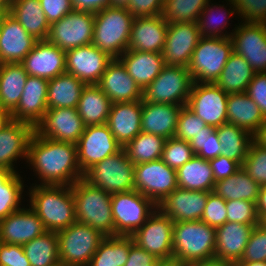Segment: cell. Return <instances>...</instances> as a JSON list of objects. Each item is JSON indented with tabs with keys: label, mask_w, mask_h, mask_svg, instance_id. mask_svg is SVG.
I'll use <instances>...</instances> for the list:
<instances>
[{
	"label": "cell",
	"mask_w": 266,
	"mask_h": 266,
	"mask_svg": "<svg viewBox=\"0 0 266 266\" xmlns=\"http://www.w3.org/2000/svg\"><path fill=\"white\" fill-rule=\"evenodd\" d=\"M28 161L40 177V185L72 186L84 175L78 164L76 144L45 138L35 132L28 145Z\"/></svg>",
	"instance_id": "cell-1"
},
{
	"label": "cell",
	"mask_w": 266,
	"mask_h": 266,
	"mask_svg": "<svg viewBox=\"0 0 266 266\" xmlns=\"http://www.w3.org/2000/svg\"><path fill=\"white\" fill-rule=\"evenodd\" d=\"M30 190V206L47 231L58 232L77 221L72 186L35 184Z\"/></svg>",
	"instance_id": "cell-2"
},
{
	"label": "cell",
	"mask_w": 266,
	"mask_h": 266,
	"mask_svg": "<svg viewBox=\"0 0 266 266\" xmlns=\"http://www.w3.org/2000/svg\"><path fill=\"white\" fill-rule=\"evenodd\" d=\"M134 18L126 7L109 6L95 13L92 44L118 59L127 51Z\"/></svg>",
	"instance_id": "cell-3"
},
{
	"label": "cell",
	"mask_w": 266,
	"mask_h": 266,
	"mask_svg": "<svg viewBox=\"0 0 266 266\" xmlns=\"http://www.w3.org/2000/svg\"><path fill=\"white\" fill-rule=\"evenodd\" d=\"M215 228L201 220L175 222L172 258L183 266L214 258Z\"/></svg>",
	"instance_id": "cell-4"
},
{
	"label": "cell",
	"mask_w": 266,
	"mask_h": 266,
	"mask_svg": "<svg viewBox=\"0 0 266 266\" xmlns=\"http://www.w3.org/2000/svg\"><path fill=\"white\" fill-rule=\"evenodd\" d=\"M76 220L100 231L104 236H115L111 197L83 178L72 185Z\"/></svg>",
	"instance_id": "cell-5"
},
{
	"label": "cell",
	"mask_w": 266,
	"mask_h": 266,
	"mask_svg": "<svg viewBox=\"0 0 266 266\" xmlns=\"http://www.w3.org/2000/svg\"><path fill=\"white\" fill-rule=\"evenodd\" d=\"M232 53L230 37H201L187 66L192 81L215 83Z\"/></svg>",
	"instance_id": "cell-6"
},
{
	"label": "cell",
	"mask_w": 266,
	"mask_h": 266,
	"mask_svg": "<svg viewBox=\"0 0 266 266\" xmlns=\"http://www.w3.org/2000/svg\"><path fill=\"white\" fill-rule=\"evenodd\" d=\"M61 266H88L104 235L95 228L75 222L57 232Z\"/></svg>",
	"instance_id": "cell-7"
},
{
	"label": "cell",
	"mask_w": 266,
	"mask_h": 266,
	"mask_svg": "<svg viewBox=\"0 0 266 266\" xmlns=\"http://www.w3.org/2000/svg\"><path fill=\"white\" fill-rule=\"evenodd\" d=\"M134 166L122 148L88 169L83 179L109 194L130 191L134 189Z\"/></svg>",
	"instance_id": "cell-8"
},
{
	"label": "cell",
	"mask_w": 266,
	"mask_h": 266,
	"mask_svg": "<svg viewBox=\"0 0 266 266\" xmlns=\"http://www.w3.org/2000/svg\"><path fill=\"white\" fill-rule=\"evenodd\" d=\"M111 207L115 236H131L158 208L151 199L134 189L112 194Z\"/></svg>",
	"instance_id": "cell-9"
},
{
	"label": "cell",
	"mask_w": 266,
	"mask_h": 266,
	"mask_svg": "<svg viewBox=\"0 0 266 266\" xmlns=\"http://www.w3.org/2000/svg\"><path fill=\"white\" fill-rule=\"evenodd\" d=\"M192 84L187 67L165 65L155 80L143 90V100L185 106L188 103Z\"/></svg>",
	"instance_id": "cell-10"
},
{
	"label": "cell",
	"mask_w": 266,
	"mask_h": 266,
	"mask_svg": "<svg viewBox=\"0 0 266 266\" xmlns=\"http://www.w3.org/2000/svg\"><path fill=\"white\" fill-rule=\"evenodd\" d=\"M177 185L176 170L161 159L135 164L134 190L159 205Z\"/></svg>",
	"instance_id": "cell-11"
},
{
	"label": "cell",
	"mask_w": 266,
	"mask_h": 266,
	"mask_svg": "<svg viewBox=\"0 0 266 266\" xmlns=\"http://www.w3.org/2000/svg\"><path fill=\"white\" fill-rule=\"evenodd\" d=\"M95 14L73 10L50 25L47 40L63 51L92 44Z\"/></svg>",
	"instance_id": "cell-12"
},
{
	"label": "cell",
	"mask_w": 266,
	"mask_h": 266,
	"mask_svg": "<svg viewBox=\"0 0 266 266\" xmlns=\"http://www.w3.org/2000/svg\"><path fill=\"white\" fill-rule=\"evenodd\" d=\"M174 222L158 208L132 235L134 243L159 260L171 259Z\"/></svg>",
	"instance_id": "cell-13"
},
{
	"label": "cell",
	"mask_w": 266,
	"mask_h": 266,
	"mask_svg": "<svg viewBox=\"0 0 266 266\" xmlns=\"http://www.w3.org/2000/svg\"><path fill=\"white\" fill-rule=\"evenodd\" d=\"M227 98L216 83L193 82L187 106L207 125L217 128L227 123Z\"/></svg>",
	"instance_id": "cell-14"
},
{
	"label": "cell",
	"mask_w": 266,
	"mask_h": 266,
	"mask_svg": "<svg viewBox=\"0 0 266 266\" xmlns=\"http://www.w3.org/2000/svg\"><path fill=\"white\" fill-rule=\"evenodd\" d=\"M76 146L78 164L83 174L95 164L122 149L106 123L85 126Z\"/></svg>",
	"instance_id": "cell-15"
},
{
	"label": "cell",
	"mask_w": 266,
	"mask_h": 266,
	"mask_svg": "<svg viewBox=\"0 0 266 266\" xmlns=\"http://www.w3.org/2000/svg\"><path fill=\"white\" fill-rule=\"evenodd\" d=\"M230 38L233 52L241 55L255 73L266 72V23L244 21Z\"/></svg>",
	"instance_id": "cell-16"
},
{
	"label": "cell",
	"mask_w": 266,
	"mask_h": 266,
	"mask_svg": "<svg viewBox=\"0 0 266 266\" xmlns=\"http://www.w3.org/2000/svg\"><path fill=\"white\" fill-rule=\"evenodd\" d=\"M85 130V124L77 108L47 109L42 120L35 126L37 135L56 141L76 144Z\"/></svg>",
	"instance_id": "cell-17"
},
{
	"label": "cell",
	"mask_w": 266,
	"mask_h": 266,
	"mask_svg": "<svg viewBox=\"0 0 266 266\" xmlns=\"http://www.w3.org/2000/svg\"><path fill=\"white\" fill-rule=\"evenodd\" d=\"M200 38L197 22L168 24L162 52L165 65L187 67Z\"/></svg>",
	"instance_id": "cell-18"
},
{
	"label": "cell",
	"mask_w": 266,
	"mask_h": 266,
	"mask_svg": "<svg viewBox=\"0 0 266 266\" xmlns=\"http://www.w3.org/2000/svg\"><path fill=\"white\" fill-rule=\"evenodd\" d=\"M113 60L93 44L66 51V73L74 75L86 85L97 84Z\"/></svg>",
	"instance_id": "cell-19"
},
{
	"label": "cell",
	"mask_w": 266,
	"mask_h": 266,
	"mask_svg": "<svg viewBox=\"0 0 266 266\" xmlns=\"http://www.w3.org/2000/svg\"><path fill=\"white\" fill-rule=\"evenodd\" d=\"M37 41L9 12L2 14L0 18V64L20 63Z\"/></svg>",
	"instance_id": "cell-20"
},
{
	"label": "cell",
	"mask_w": 266,
	"mask_h": 266,
	"mask_svg": "<svg viewBox=\"0 0 266 266\" xmlns=\"http://www.w3.org/2000/svg\"><path fill=\"white\" fill-rule=\"evenodd\" d=\"M20 64L28 76L53 79L66 73V52L48 40H39Z\"/></svg>",
	"instance_id": "cell-21"
},
{
	"label": "cell",
	"mask_w": 266,
	"mask_h": 266,
	"mask_svg": "<svg viewBox=\"0 0 266 266\" xmlns=\"http://www.w3.org/2000/svg\"><path fill=\"white\" fill-rule=\"evenodd\" d=\"M46 231L43 222L30 207L16 210L0 220V242L6 244L24 245Z\"/></svg>",
	"instance_id": "cell-22"
},
{
	"label": "cell",
	"mask_w": 266,
	"mask_h": 266,
	"mask_svg": "<svg viewBox=\"0 0 266 266\" xmlns=\"http://www.w3.org/2000/svg\"><path fill=\"white\" fill-rule=\"evenodd\" d=\"M210 193L178 187L157 207L164 215L169 216L174 223L201 220Z\"/></svg>",
	"instance_id": "cell-23"
},
{
	"label": "cell",
	"mask_w": 266,
	"mask_h": 266,
	"mask_svg": "<svg viewBox=\"0 0 266 266\" xmlns=\"http://www.w3.org/2000/svg\"><path fill=\"white\" fill-rule=\"evenodd\" d=\"M112 103L133 102L143 99V91L128 74L119 59H113L96 84Z\"/></svg>",
	"instance_id": "cell-24"
},
{
	"label": "cell",
	"mask_w": 266,
	"mask_h": 266,
	"mask_svg": "<svg viewBox=\"0 0 266 266\" xmlns=\"http://www.w3.org/2000/svg\"><path fill=\"white\" fill-rule=\"evenodd\" d=\"M48 80L28 76L17 107L11 112L14 121L35 126L42 120L47 106Z\"/></svg>",
	"instance_id": "cell-25"
},
{
	"label": "cell",
	"mask_w": 266,
	"mask_h": 266,
	"mask_svg": "<svg viewBox=\"0 0 266 266\" xmlns=\"http://www.w3.org/2000/svg\"><path fill=\"white\" fill-rule=\"evenodd\" d=\"M167 28L161 15L134 18L127 50L162 53Z\"/></svg>",
	"instance_id": "cell-26"
},
{
	"label": "cell",
	"mask_w": 266,
	"mask_h": 266,
	"mask_svg": "<svg viewBox=\"0 0 266 266\" xmlns=\"http://www.w3.org/2000/svg\"><path fill=\"white\" fill-rule=\"evenodd\" d=\"M142 100L112 103L107 125L122 148L141 131Z\"/></svg>",
	"instance_id": "cell-27"
},
{
	"label": "cell",
	"mask_w": 266,
	"mask_h": 266,
	"mask_svg": "<svg viewBox=\"0 0 266 266\" xmlns=\"http://www.w3.org/2000/svg\"><path fill=\"white\" fill-rule=\"evenodd\" d=\"M255 226L238 222H225L223 225L215 228L216 244L214 258L229 262L234 266L241 259Z\"/></svg>",
	"instance_id": "cell-28"
},
{
	"label": "cell",
	"mask_w": 266,
	"mask_h": 266,
	"mask_svg": "<svg viewBox=\"0 0 266 266\" xmlns=\"http://www.w3.org/2000/svg\"><path fill=\"white\" fill-rule=\"evenodd\" d=\"M34 132L32 125L14 120L0 132L1 168L16 172L13 162L17 161L18 157L27 160L28 145Z\"/></svg>",
	"instance_id": "cell-29"
},
{
	"label": "cell",
	"mask_w": 266,
	"mask_h": 266,
	"mask_svg": "<svg viewBox=\"0 0 266 266\" xmlns=\"http://www.w3.org/2000/svg\"><path fill=\"white\" fill-rule=\"evenodd\" d=\"M182 107L176 104L151 103L142 99L141 131L166 139L173 138Z\"/></svg>",
	"instance_id": "cell-30"
},
{
	"label": "cell",
	"mask_w": 266,
	"mask_h": 266,
	"mask_svg": "<svg viewBox=\"0 0 266 266\" xmlns=\"http://www.w3.org/2000/svg\"><path fill=\"white\" fill-rule=\"evenodd\" d=\"M138 86L145 90L165 66L162 53L127 50L118 58Z\"/></svg>",
	"instance_id": "cell-31"
},
{
	"label": "cell",
	"mask_w": 266,
	"mask_h": 266,
	"mask_svg": "<svg viewBox=\"0 0 266 266\" xmlns=\"http://www.w3.org/2000/svg\"><path fill=\"white\" fill-rule=\"evenodd\" d=\"M9 13L36 40H47L50 24L39 0H11Z\"/></svg>",
	"instance_id": "cell-32"
},
{
	"label": "cell",
	"mask_w": 266,
	"mask_h": 266,
	"mask_svg": "<svg viewBox=\"0 0 266 266\" xmlns=\"http://www.w3.org/2000/svg\"><path fill=\"white\" fill-rule=\"evenodd\" d=\"M264 120L261 110L246 92L228 94L227 123L241 127L253 135Z\"/></svg>",
	"instance_id": "cell-33"
},
{
	"label": "cell",
	"mask_w": 266,
	"mask_h": 266,
	"mask_svg": "<svg viewBox=\"0 0 266 266\" xmlns=\"http://www.w3.org/2000/svg\"><path fill=\"white\" fill-rule=\"evenodd\" d=\"M111 105V100L96 84H89L82 90L77 111L85 126L101 125L107 123Z\"/></svg>",
	"instance_id": "cell-34"
},
{
	"label": "cell",
	"mask_w": 266,
	"mask_h": 266,
	"mask_svg": "<svg viewBox=\"0 0 266 266\" xmlns=\"http://www.w3.org/2000/svg\"><path fill=\"white\" fill-rule=\"evenodd\" d=\"M86 84L74 75L63 73L48 80L47 106L54 108H77Z\"/></svg>",
	"instance_id": "cell-35"
},
{
	"label": "cell",
	"mask_w": 266,
	"mask_h": 266,
	"mask_svg": "<svg viewBox=\"0 0 266 266\" xmlns=\"http://www.w3.org/2000/svg\"><path fill=\"white\" fill-rule=\"evenodd\" d=\"M176 175L180 188L206 192L214 190L215 180L209 160L195 155L176 170Z\"/></svg>",
	"instance_id": "cell-36"
},
{
	"label": "cell",
	"mask_w": 266,
	"mask_h": 266,
	"mask_svg": "<svg viewBox=\"0 0 266 266\" xmlns=\"http://www.w3.org/2000/svg\"><path fill=\"white\" fill-rule=\"evenodd\" d=\"M27 72L20 63L0 64V106L12 112L22 96Z\"/></svg>",
	"instance_id": "cell-37"
},
{
	"label": "cell",
	"mask_w": 266,
	"mask_h": 266,
	"mask_svg": "<svg viewBox=\"0 0 266 266\" xmlns=\"http://www.w3.org/2000/svg\"><path fill=\"white\" fill-rule=\"evenodd\" d=\"M254 75L255 71L250 64L233 52L215 83L227 94L246 92Z\"/></svg>",
	"instance_id": "cell-38"
},
{
	"label": "cell",
	"mask_w": 266,
	"mask_h": 266,
	"mask_svg": "<svg viewBox=\"0 0 266 266\" xmlns=\"http://www.w3.org/2000/svg\"><path fill=\"white\" fill-rule=\"evenodd\" d=\"M260 185L241 167L228 178L215 182L213 192L224 200L242 199L257 202Z\"/></svg>",
	"instance_id": "cell-39"
},
{
	"label": "cell",
	"mask_w": 266,
	"mask_h": 266,
	"mask_svg": "<svg viewBox=\"0 0 266 266\" xmlns=\"http://www.w3.org/2000/svg\"><path fill=\"white\" fill-rule=\"evenodd\" d=\"M221 155L238 162L241 166L248 154L253 135L234 124L225 123L216 128Z\"/></svg>",
	"instance_id": "cell-40"
},
{
	"label": "cell",
	"mask_w": 266,
	"mask_h": 266,
	"mask_svg": "<svg viewBox=\"0 0 266 266\" xmlns=\"http://www.w3.org/2000/svg\"><path fill=\"white\" fill-rule=\"evenodd\" d=\"M133 244L131 236H105L88 266H124Z\"/></svg>",
	"instance_id": "cell-41"
},
{
	"label": "cell",
	"mask_w": 266,
	"mask_h": 266,
	"mask_svg": "<svg viewBox=\"0 0 266 266\" xmlns=\"http://www.w3.org/2000/svg\"><path fill=\"white\" fill-rule=\"evenodd\" d=\"M22 247L31 266H61L57 232L46 231Z\"/></svg>",
	"instance_id": "cell-42"
},
{
	"label": "cell",
	"mask_w": 266,
	"mask_h": 266,
	"mask_svg": "<svg viewBox=\"0 0 266 266\" xmlns=\"http://www.w3.org/2000/svg\"><path fill=\"white\" fill-rule=\"evenodd\" d=\"M166 140L164 137L140 132L123 149L134 165L150 162L161 159Z\"/></svg>",
	"instance_id": "cell-43"
},
{
	"label": "cell",
	"mask_w": 266,
	"mask_h": 266,
	"mask_svg": "<svg viewBox=\"0 0 266 266\" xmlns=\"http://www.w3.org/2000/svg\"><path fill=\"white\" fill-rule=\"evenodd\" d=\"M210 0H164L161 16L170 23L197 22Z\"/></svg>",
	"instance_id": "cell-44"
},
{
	"label": "cell",
	"mask_w": 266,
	"mask_h": 266,
	"mask_svg": "<svg viewBox=\"0 0 266 266\" xmlns=\"http://www.w3.org/2000/svg\"><path fill=\"white\" fill-rule=\"evenodd\" d=\"M23 183L20 174L12 173L2 184L0 188V220L4 219L16 210L21 209L23 193Z\"/></svg>",
	"instance_id": "cell-45"
},
{
	"label": "cell",
	"mask_w": 266,
	"mask_h": 266,
	"mask_svg": "<svg viewBox=\"0 0 266 266\" xmlns=\"http://www.w3.org/2000/svg\"><path fill=\"white\" fill-rule=\"evenodd\" d=\"M194 154L205 160L221 155V146L215 127L207 125L189 142Z\"/></svg>",
	"instance_id": "cell-46"
},
{
	"label": "cell",
	"mask_w": 266,
	"mask_h": 266,
	"mask_svg": "<svg viewBox=\"0 0 266 266\" xmlns=\"http://www.w3.org/2000/svg\"><path fill=\"white\" fill-rule=\"evenodd\" d=\"M230 3L229 4H232L233 6V10H227V13L226 12H221L220 15H233V13H235V11L237 12L236 8H235V5H234V2L233 0H228ZM210 5L209 3L204 7V9L202 10V12L200 13L199 17H198V20H197V25H198V29H199V32H200V35L201 37H212V38H229L231 36V34H224L222 32V30L226 27V24H227V21L223 16H221V20H218V18H215V16H212V14L214 13V8H209ZM217 11V10H216ZM220 11V10H219ZM212 13V14H211ZM218 13V12H217ZM210 14V15H209ZM225 15V16H226ZM208 16V17H207ZM218 17V16H217ZM215 18V19H214ZM214 19V20H213ZM218 20V21H222L221 22H218L216 23L215 20ZM209 20V21H208ZM226 20V21H225ZM216 24L213 26V24ZM213 26V27H212ZM221 27V28H218V27ZM221 29V30H220ZM222 32V34L220 33ZM224 34V35H223Z\"/></svg>",
	"instance_id": "cell-47"
},
{
	"label": "cell",
	"mask_w": 266,
	"mask_h": 266,
	"mask_svg": "<svg viewBox=\"0 0 266 266\" xmlns=\"http://www.w3.org/2000/svg\"><path fill=\"white\" fill-rule=\"evenodd\" d=\"M195 156L189 142L175 137L166 140L161 160L172 169H179Z\"/></svg>",
	"instance_id": "cell-48"
},
{
	"label": "cell",
	"mask_w": 266,
	"mask_h": 266,
	"mask_svg": "<svg viewBox=\"0 0 266 266\" xmlns=\"http://www.w3.org/2000/svg\"><path fill=\"white\" fill-rule=\"evenodd\" d=\"M242 168L260 186L266 185V148L252 141Z\"/></svg>",
	"instance_id": "cell-49"
},
{
	"label": "cell",
	"mask_w": 266,
	"mask_h": 266,
	"mask_svg": "<svg viewBox=\"0 0 266 266\" xmlns=\"http://www.w3.org/2000/svg\"><path fill=\"white\" fill-rule=\"evenodd\" d=\"M227 222H238L245 225H258L261 220L257 213L256 203L235 199L226 201Z\"/></svg>",
	"instance_id": "cell-50"
},
{
	"label": "cell",
	"mask_w": 266,
	"mask_h": 266,
	"mask_svg": "<svg viewBox=\"0 0 266 266\" xmlns=\"http://www.w3.org/2000/svg\"><path fill=\"white\" fill-rule=\"evenodd\" d=\"M207 124L198 117L187 105L183 106L177 120L174 137L190 142L195 135L204 131Z\"/></svg>",
	"instance_id": "cell-51"
},
{
	"label": "cell",
	"mask_w": 266,
	"mask_h": 266,
	"mask_svg": "<svg viewBox=\"0 0 266 266\" xmlns=\"http://www.w3.org/2000/svg\"><path fill=\"white\" fill-rule=\"evenodd\" d=\"M239 261L266 262V226L263 223L254 227Z\"/></svg>",
	"instance_id": "cell-52"
},
{
	"label": "cell",
	"mask_w": 266,
	"mask_h": 266,
	"mask_svg": "<svg viewBox=\"0 0 266 266\" xmlns=\"http://www.w3.org/2000/svg\"><path fill=\"white\" fill-rule=\"evenodd\" d=\"M201 221L217 228L227 222L226 200L214 192L208 195L207 203Z\"/></svg>",
	"instance_id": "cell-53"
},
{
	"label": "cell",
	"mask_w": 266,
	"mask_h": 266,
	"mask_svg": "<svg viewBox=\"0 0 266 266\" xmlns=\"http://www.w3.org/2000/svg\"><path fill=\"white\" fill-rule=\"evenodd\" d=\"M237 14L245 22L266 23V0H233Z\"/></svg>",
	"instance_id": "cell-54"
},
{
	"label": "cell",
	"mask_w": 266,
	"mask_h": 266,
	"mask_svg": "<svg viewBox=\"0 0 266 266\" xmlns=\"http://www.w3.org/2000/svg\"><path fill=\"white\" fill-rule=\"evenodd\" d=\"M0 266H31L22 245L0 242Z\"/></svg>",
	"instance_id": "cell-55"
},
{
	"label": "cell",
	"mask_w": 266,
	"mask_h": 266,
	"mask_svg": "<svg viewBox=\"0 0 266 266\" xmlns=\"http://www.w3.org/2000/svg\"><path fill=\"white\" fill-rule=\"evenodd\" d=\"M246 94L257 104L266 117V72L255 73L247 87Z\"/></svg>",
	"instance_id": "cell-56"
},
{
	"label": "cell",
	"mask_w": 266,
	"mask_h": 266,
	"mask_svg": "<svg viewBox=\"0 0 266 266\" xmlns=\"http://www.w3.org/2000/svg\"><path fill=\"white\" fill-rule=\"evenodd\" d=\"M164 0H130L126 8L136 17H152L162 14Z\"/></svg>",
	"instance_id": "cell-57"
},
{
	"label": "cell",
	"mask_w": 266,
	"mask_h": 266,
	"mask_svg": "<svg viewBox=\"0 0 266 266\" xmlns=\"http://www.w3.org/2000/svg\"><path fill=\"white\" fill-rule=\"evenodd\" d=\"M39 2L50 25L74 10L71 0H39Z\"/></svg>",
	"instance_id": "cell-58"
},
{
	"label": "cell",
	"mask_w": 266,
	"mask_h": 266,
	"mask_svg": "<svg viewBox=\"0 0 266 266\" xmlns=\"http://www.w3.org/2000/svg\"><path fill=\"white\" fill-rule=\"evenodd\" d=\"M209 163L213 171L215 182L228 178L242 167L238 162L223 155H219L218 157L209 160Z\"/></svg>",
	"instance_id": "cell-59"
},
{
	"label": "cell",
	"mask_w": 266,
	"mask_h": 266,
	"mask_svg": "<svg viewBox=\"0 0 266 266\" xmlns=\"http://www.w3.org/2000/svg\"><path fill=\"white\" fill-rule=\"evenodd\" d=\"M159 259L135 243L130 247L124 266H154Z\"/></svg>",
	"instance_id": "cell-60"
},
{
	"label": "cell",
	"mask_w": 266,
	"mask_h": 266,
	"mask_svg": "<svg viewBox=\"0 0 266 266\" xmlns=\"http://www.w3.org/2000/svg\"><path fill=\"white\" fill-rule=\"evenodd\" d=\"M74 10L89 13H97L111 6V0H71Z\"/></svg>",
	"instance_id": "cell-61"
},
{
	"label": "cell",
	"mask_w": 266,
	"mask_h": 266,
	"mask_svg": "<svg viewBox=\"0 0 266 266\" xmlns=\"http://www.w3.org/2000/svg\"><path fill=\"white\" fill-rule=\"evenodd\" d=\"M256 207L262 222L266 218V185L260 186Z\"/></svg>",
	"instance_id": "cell-62"
},
{
	"label": "cell",
	"mask_w": 266,
	"mask_h": 266,
	"mask_svg": "<svg viewBox=\"0 0 266 266\" xmlns=\"http://www.w3.org/2000/svg\"><path fill=\"white\" fill-rule=\"evenodd\" d=\"M253 141L266 148V117L258 130L253 134Z\"/></svg>",
	"instance_id": "cell-63"
},
{
	"label": "cell",
	"mask_w": 266,
	"mask_h": 266,
	"mask_svg": "<svg viewBox=\"0 0 266 266\" xmlns=\"http://www.w3.org/2000/svg\"><path fill=\"white\" fill-rule=\"evenodd\" d=\"M185 266H233L229 262L219 260L217 258H211L207 260H202L198 262H193Z\"/></svg>",
	"instance_id": "cell-64"
},
{
	"label": "cell",
	"mask_w": 266,
	"mask_h": 266,
	"mask_svg": "<svg viewBox=\"0 0 266 266\" xmlns=\"http://www.w3.org/2000/svg\"><path fill=\"white\" fill-rule=\"evenodd\" d=\"M13 121L11 112L0 106V132Z\"/></svg>",
	"instance_id": "cell-65"
},
{
	"label": "cell",
	"mask_w": 266,
	"mask_h": 266,
	"mask_svg": "<svg viewBox=\"0 0 266 266\" xmlns=\"http://www.w3.org/2000/svg\"><path fill=\"white\" fill-rule=\"evenodd\" d=\"M154 266H183L179 261L174 258L158 260Z\"/></svg>",
	"instance_id": "cell-66"
},
{
	"label": "cell",
	"mask_w": 266,
	"mask_h": 266,
	"mask_svg": "<svg viewBox=\"0 0 266 266\" xmlns=\"http://www.w3.org/2000/svg\"><path fill=\"white\" fill-rule=\"evenodd\" d=\"M234 266H266L262 261H238Z\"/></svg>",
	"instance_id": "cell-67"
},
{
	"label": "cell",
	"mask_w": 266,
	"mask_h": 266,
	"mask_svg": "<svg viewBox=\"0 0 266 266\" xmlns=\"http://www.w3.org/2000/svg\"><path fill=\"white\" fill-rule=\"evenodd\" d=\"M13 172L9 169L0 167V188L1 184L12 174Z\"/></svg>",
	"instance_id": "cell-68"
},
{
	"label": "cell",
	"mask_w": 266,
	"mask_h": 266,
	"mask_svg": "<svg viewBox=\"0 0 266 266\" xmlns=\"http://www.w3.org/2000/svg\"><path fill=\"white\" fill-rule=\"evenodd\" d=\"M11 0H0V11L2 13L9 12Z\"/></svg>",
	"instance_id": "cell-69"
},
{
	"label": "cell",
	"mask_w": 266,
	"mask_h": 266,
	"mask_svg": "<svg viewBox=\"0 0 266 266\" xmlns=\"http://www.w3.org/2000/svg\"><path fill=\"white\" fill-rule=\"evenodd\" d=\"M130 0H111V6L126 7Z\"/></svg>",
	"instance_id": "cell-70"
},
{
	"label": "cell",
	"mask_w": 266,
	"mask_h": 266,
	"mask_svg": "<svg viewBox=\"0 0 266 266\" xmlns=\"http://www.w3.org/2000/svg\"><path fill=\"white\" fill-rule=\"evenodd\" d=\"M262 223L266 226V218L262 221Z\"/></svg>",
	"instance_id": "cell-71"
}]
</instances>
